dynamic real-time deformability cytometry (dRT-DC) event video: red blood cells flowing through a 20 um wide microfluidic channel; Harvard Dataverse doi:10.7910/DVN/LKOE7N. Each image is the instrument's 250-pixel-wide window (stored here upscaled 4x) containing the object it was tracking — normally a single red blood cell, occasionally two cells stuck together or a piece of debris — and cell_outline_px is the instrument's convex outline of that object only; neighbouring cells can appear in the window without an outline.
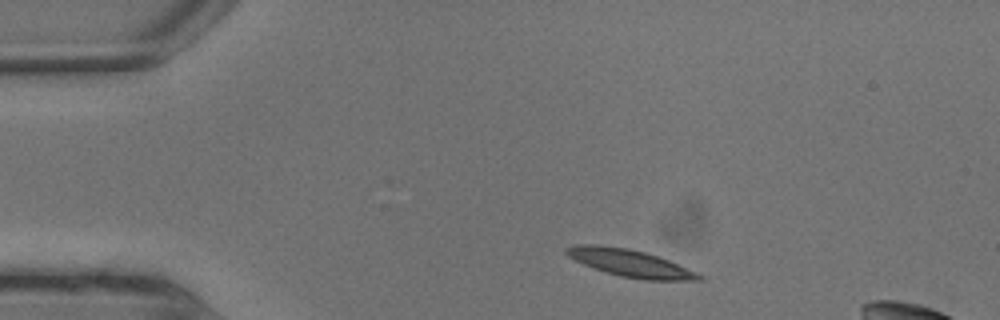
{"species": "common noctule bat (a hibernating species)", "species_latin": "Nyctalus noctula", "temperature_condition": "warm", "stored_images_in_passage": 4, "segment_of_instrument_passage": [1, 2], "camera_frame_rate_fps": 3000, "um_per_image_px": 0.085, "animal": {"sex": "male", "body_mass_g": 13.3}, "frame": {"image": 1, "passage_image": 1, "time_ms": 0.0, "image_size_px": [1000, 320], "cell_outline_px": [[692, 276], [632, 276], [600, 268], [592, 264], [584, 248], [612, 248], [636, 252], [672, 264], [680, 268]], "centroid_in_image_um": [53.71, 22.37], "position_along_channel_um": 31.3, "area_um2": 13.12}}